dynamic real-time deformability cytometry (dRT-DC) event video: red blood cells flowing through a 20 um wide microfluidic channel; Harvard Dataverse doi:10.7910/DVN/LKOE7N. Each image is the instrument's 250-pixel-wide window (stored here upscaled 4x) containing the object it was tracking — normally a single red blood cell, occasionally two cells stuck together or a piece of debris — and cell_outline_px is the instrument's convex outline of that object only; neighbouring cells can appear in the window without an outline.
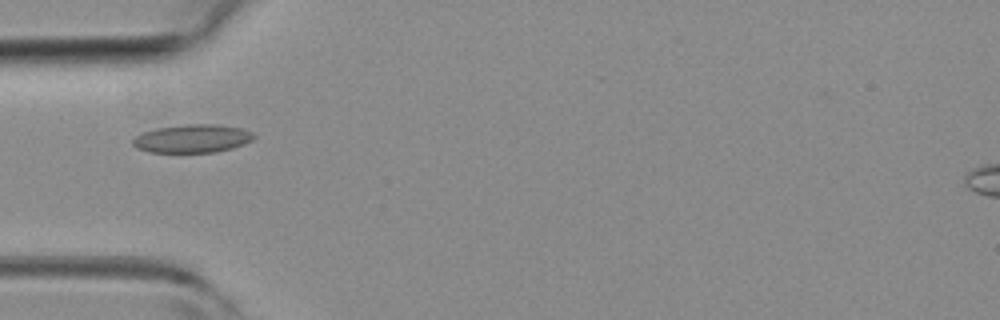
{"species": "common noctule bat (a hibernating species)", "species_latin": "Nyctalus noctula", "temperature_condition": "room temperature", "stored_images_in_passage": 5, "camera_frame_rate_fps": 3000, "um_per_image_px": 0.085, "animal": {"sex": "female", "body_mass_g": 19.3, "forearm_length_mm": 54.1}, "frame": {"image": 1, "passage_image": 4, "time_ms": 3.667, "image_size_px": [1000, 320], "cell_outline_px": [[256, 136], [252, 140], [244, 144], [232, 148], [216, 152], [148, 152], [136, 148], [132, 144], [132, 140], [136, 136], [144, 132], [156, 128], [184, 124], [216, 124], [240, 128], [252, 132]], "centroid_in_image_um": [16.34, 11.78], "position_along_channel_um": 68.7, "area_um2": 19.94}}
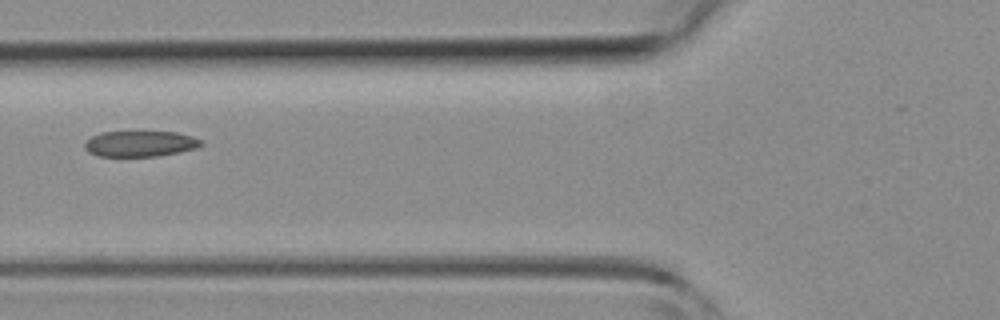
{"frame": {"image": 2, "passage_image": 5, "time_ms": 4.667, "image_size_px": [1000, 320], "cell_outline_px": [[204, 144], [196, 148], [160, 156], [96, 156], [88, 152], [84, 148], [84, 144], [92, 136], [100, 132], [176, 132], [192, 136], [204, 140]], "centroid_in_image_um": [11.93, 12.22], "position_along_channel_um": 113.9, "area_um2": 17.57}}